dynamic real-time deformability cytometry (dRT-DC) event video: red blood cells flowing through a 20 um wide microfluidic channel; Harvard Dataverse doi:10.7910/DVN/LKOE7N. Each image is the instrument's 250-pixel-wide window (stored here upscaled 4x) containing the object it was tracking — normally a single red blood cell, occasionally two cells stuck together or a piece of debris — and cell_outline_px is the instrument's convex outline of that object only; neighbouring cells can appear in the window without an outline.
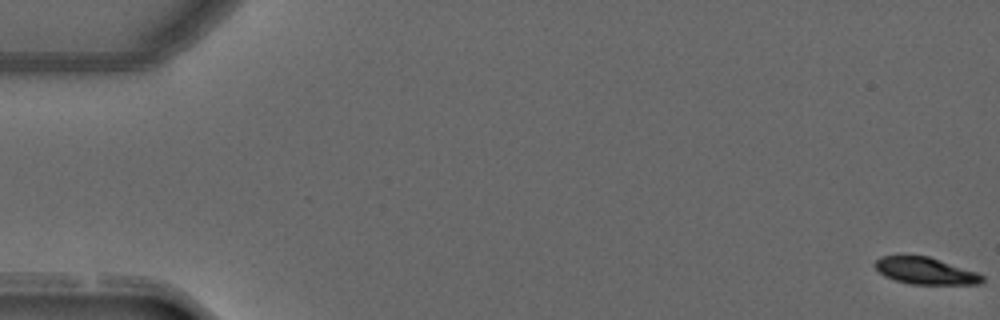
{"species": "common noctule bat (a hibernating species)", "species_latin": "Nyctalus noctula", "temperature_condition": "warm", "stored_images_in_passage": 52, "camera_frame_rate_fps": 3000, "um_per_image_px": 0.085, "animal": {"sex": "male", "forearm_length_mm": 52.5}, "frame": {"image": 1, "passage_image": 1, "time_ms": 0.0, "image_size_px": [1000, 320], "cell_outline_px": [[984, 280], [980, 284], [908, 284], [884, 276], [872, 264], [880, 256], [904, 252], [928, 256], [976, 272], [984, 276]], "centroid_in_image_um": [78.57, 22.97], "position_along_channel_um": 6.4, "area_um2": 17.34}}
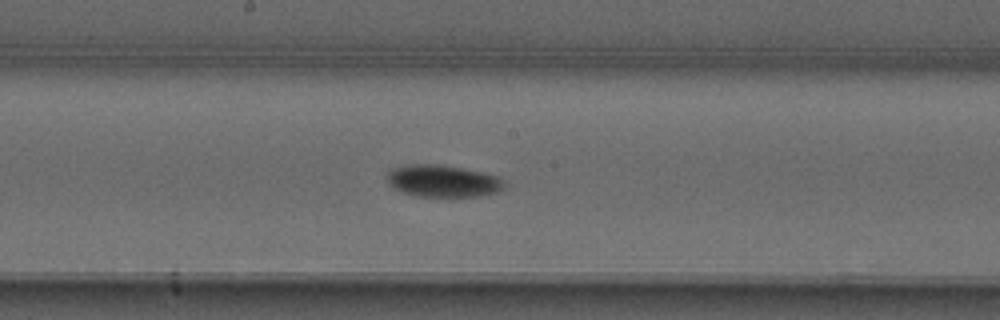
{"frame": {"image": 2, "passage_image": 28, "time_ms": 9.0, "image_size_px": [1000, 320], "cell_outline_px": [[504, 188], [496, 192], [480, 196], [416, 196], [404, 192], [388, 184], [388, 172], [392, 168], [412, 164], [440, 164], [500, 176], [504, 180]], "centroid_in_image_um": [37.66, 15.38], "position_along_channel_um": 210.5, "area_um2": 21.68}}
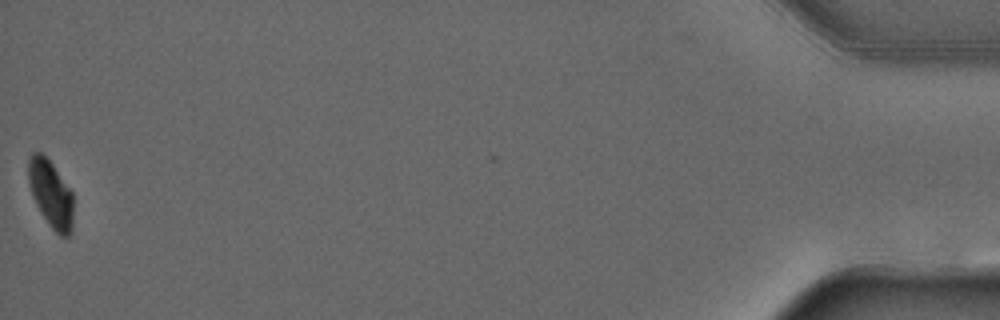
{"frame": {"image": 3, "passage_image": 52, "time_ms": 17.0, "image_size_px": [1000, 320], "cell_outline_px": [[72, 232], [68, 236], [60, 236], [48, 224], [40, 212], [32, 196], [28, 180], [28, 160], [32, 152], [40, 152], [52, 164], [72, 192]], "centroid_in_image_um": [4.3, 16.49], "position_along_channel_um": 430.9, "area_um2": 17.46}, "authors_computed_cell_mechanics": {"area_um2": 19.8254, "velocity_mm_per_s": 4.0098, "shape_relaxation_time_tau1_ms": 3.234, "shape_relaxation_time_tau2_ms": null, "deformation_change_tau1": 0.1564, "deformation_change_tau2": null}}